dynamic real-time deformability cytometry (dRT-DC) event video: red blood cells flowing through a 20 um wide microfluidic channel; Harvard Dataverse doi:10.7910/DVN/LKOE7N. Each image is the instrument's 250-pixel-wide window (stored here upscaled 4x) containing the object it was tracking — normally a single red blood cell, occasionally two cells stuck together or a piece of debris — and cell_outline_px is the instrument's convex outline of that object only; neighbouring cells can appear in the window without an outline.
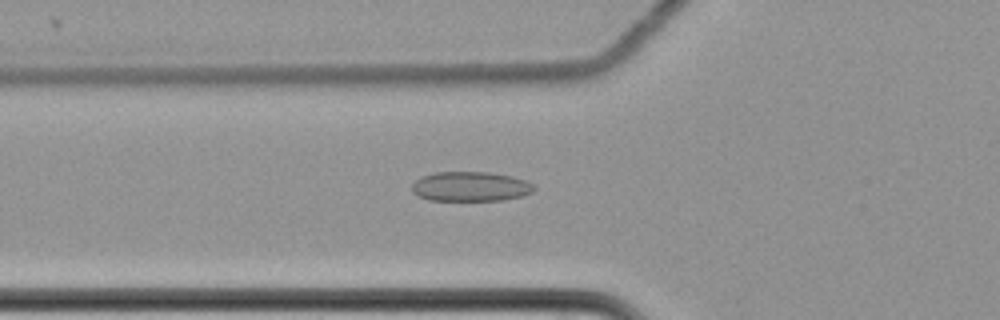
{"species": "common noctule bat (a hibernating species)", "species_latin": "Nyctalus noctula", "temperature_condition": "cold", "stored_images_in_passage": 61, "camera_frame_rate_fps": 3000, "um_per_image_px": 0.085, "animal": {"sex": "female", "body_mass_g": 22.7, "forearm_length_mm": 54.2}, "frame": {"image": 1, "passage_image": 24, "time_ms": 7.667, "image_size_px": [1000, 320], "cell_outline_px": [[536, 188], [532, 192], [520, 196], [504, 200], [428, 200], [416, 196], [412, 192], [412, 184], [420, 176], [436, 172], [488, 172], [512, 176], [528, 180]], "centroid_in_image_um": [39.97, 15.85], "position_along_channel_um": 85.8, "area_um2": 21.27}}
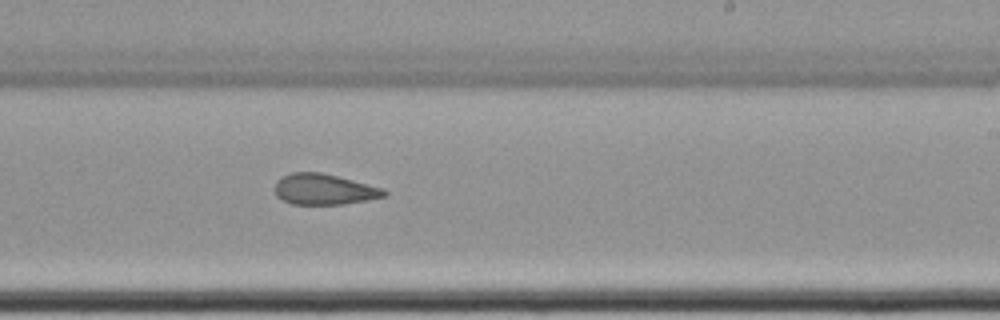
{"frame": {"image": 2, "passage_image": 39, "time_ms": 12.667, "image_size_px": [1000, 320], "cell_outline_px": [[388, 196], [368, 200], [340, 204], [292, 204], [276, 196], [276, 180], [292, 172], [320, 172], [384, 188], [388, 192]], "centroid_in_image_um": [27.58, 16.09], "position_along_channel_um": 261.4, "area_um2": 19.48}}
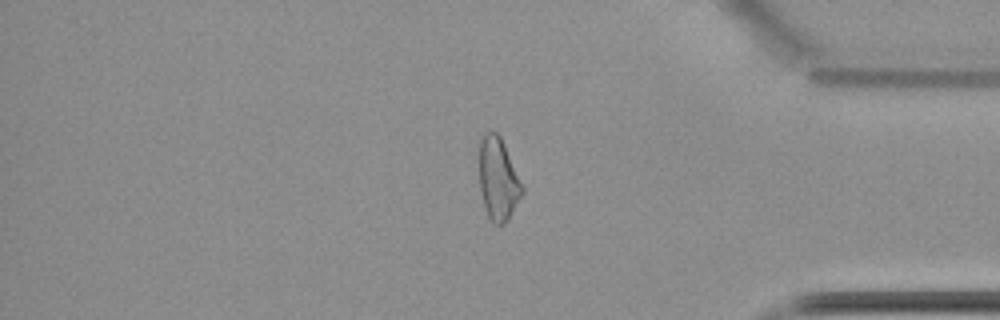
{"frame": {"image": 3, "passage_image": 52, "time_ms": 17.0, "image_size_px": [1000, 320], "cell_outline_px": [[524, 192], [508, 220], [504, 224], [492, 224], [484, 208], [480, 188], [480, 140], [484, 132], [496, 132], [500, 136], [504, 144], [524, 188]], "centroid_in_image_um": [42.35, 15.25], "position_along_channel_um": 392.9, "area_um2": 20.58}, "authors_computed_cell_mechanics": {"area_um2": 22.1374, "velocity_mm_per_s": 3.5132, "shape_relaxation_time_tau1_ms": null, "shape_relaxation_time_tau2_ms": 3.5497, "deformation_change_tau1": null, "deformation_change_tau2": 0.1037}}